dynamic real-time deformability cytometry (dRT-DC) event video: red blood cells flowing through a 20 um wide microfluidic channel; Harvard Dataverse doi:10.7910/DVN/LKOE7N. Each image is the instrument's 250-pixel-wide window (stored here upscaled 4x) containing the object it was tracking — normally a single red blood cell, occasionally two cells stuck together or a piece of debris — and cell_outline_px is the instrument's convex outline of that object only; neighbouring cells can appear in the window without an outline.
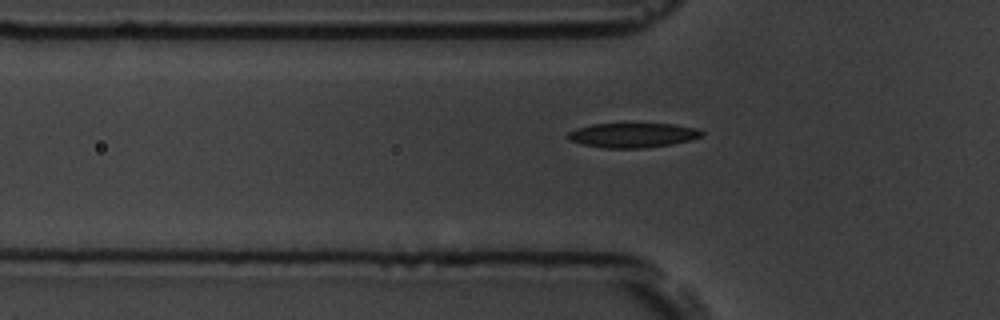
{"species": "common noctule bat (a hibernating species)", "species_latin": "Nyctalus noctula", "temperature_condition": "room temperature", "stored_images_in_passage": 5, "segment_of_instrument_passage": [2, 2], "camera_frame_rate_fps": 3000, "um_per_image_px": 0.085, "animal": {"sex": "male", "body_mass_g": 19.5, "forearm_length_mm": 54.6}, "frame": {"image": 1, "passage_image": 5, "time_ms": 4.667, "image_size_px": [1000, 320], "cell_outline_px": [[704, 132], [700, 136], [692, 140], [672, 144], [644, 148], [604, 148], [584, 144], [568, 140], [564, 136], [568, 132], [576, 128], [592, 124], [676, 124], [696, 128]], "centroid_in_image_um": [53.76, 11.49], "position_along_channel_um": 72.0, "area_um2": 19.25}}